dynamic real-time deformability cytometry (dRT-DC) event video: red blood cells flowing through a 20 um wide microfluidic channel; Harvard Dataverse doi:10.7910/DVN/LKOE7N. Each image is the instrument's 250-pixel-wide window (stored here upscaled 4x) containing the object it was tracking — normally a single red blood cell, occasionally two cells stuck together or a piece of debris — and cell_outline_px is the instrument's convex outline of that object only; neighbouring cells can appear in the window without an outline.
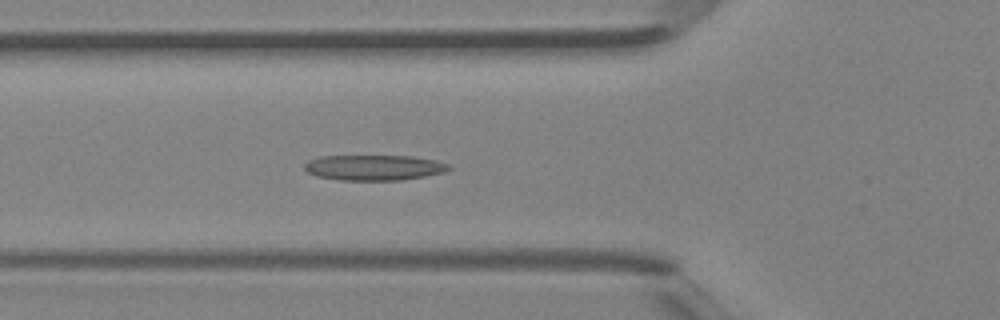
{"species": "Egyptian fruit bat (a non-hibernating species)", "species_latin": "Rousettus aegyptiacus", "temperature_condition": "room temperature", "stored_images_in_passage": 41, "camera_frame_rate_fps": 3000, "um_per_image_px": 0.085, "animal": {"sex": "female"}, "frame": {"image": 1, "passage_image": 11, "time_ms": 3.333, "image_size_px": [1000, 320], "cell_outline_px": [[452, 168], [444, 172], [424, 176], [400, 180], [340, 180], [316, 176], [308, 172], [304, 168], [304, 164], [308, 160], [320, 156], [412, 156], [436, 160], [448, 164]], "centroid_in_image_um": [31.78, 14.24], "position_along_channel_um": 94.0, "area_um2": 21.39}}
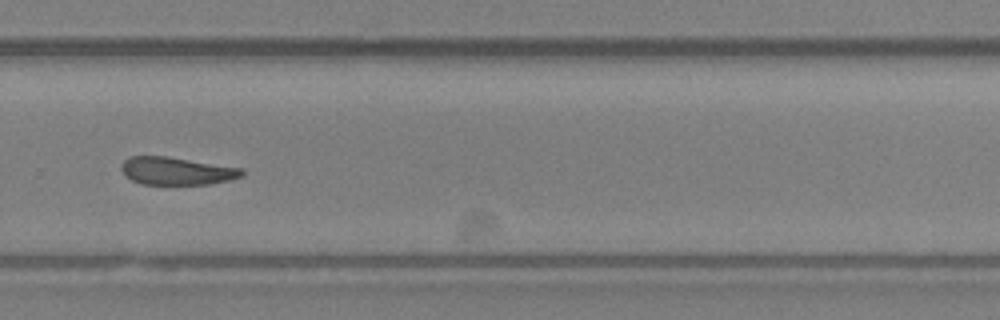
{"frame": {"image": 2, "passage_image": 26, "time_ms": 8.333, "image_size_px": [1000, 320], "cell_outline_px": [[244, 176], [228, 180], [208, 184], [140, 184], [132, 180], [120, 168], [120, 164], [128, 156], [168, 156], [244, 168]], "centroid_in_image_um": [15.03, 14.52], "position_along_channel_um": 314.8, "area_um2": 19.59}}
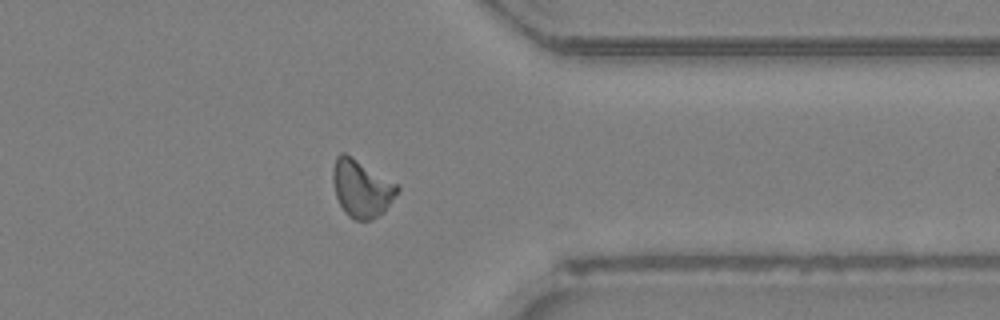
{"frame": {"image": 3, "passage_image": 31, "time_ms": 10.0, "image_size_px": [1000, 320], "cell_outline_px": [[400, 188], [384, 212], [368, 220], [356, 220], [348, 216], [344, 212], [336, 196], [332, 180], [332, 168], [336, 156], [340, 152], [344, 152], [352, 156], [400, 184]], "centroid_in_image_um": [30.73, 15.98], "position_along_channel_um": 380.7, "area_um2": 21.79}, "authors_computed_cell_mechanics": {"area_um2": 20.6346, "velocity_mm_per_s": 4.4246, "shape_relaxation_time_tau1_ms": null, "shape_relaxation_time_tau2_ms": 7.8204, "deformation_change_tau1": null, "deformation_change_tau2": 0.1828}}